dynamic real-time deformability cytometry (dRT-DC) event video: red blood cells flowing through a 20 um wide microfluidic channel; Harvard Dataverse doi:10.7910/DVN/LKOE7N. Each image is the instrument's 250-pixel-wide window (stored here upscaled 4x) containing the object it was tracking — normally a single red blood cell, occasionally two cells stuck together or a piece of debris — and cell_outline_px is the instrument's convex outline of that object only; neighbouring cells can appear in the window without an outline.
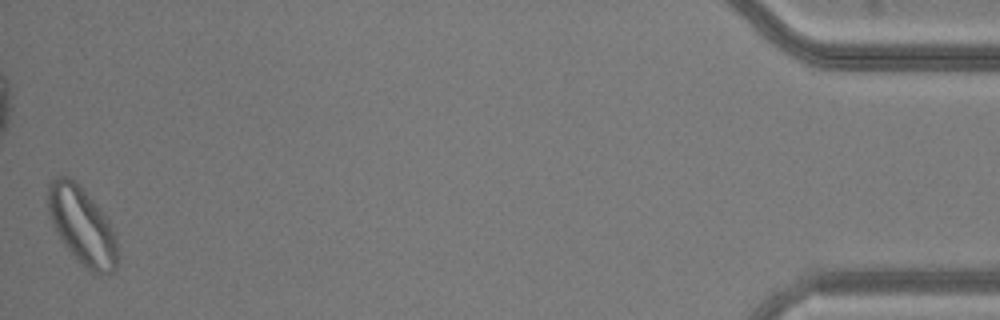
{"species": "common noctule bat (a hibernating species)", "species_latin": "Nyctalus noctula", "temperature_condition": "warm", "stored_images_in_passage": 43, "segment_of_instrument_passage": [2, 2], "camera_frame_rate_fps": 3000, "um_per_image_px": 0.085, "animal": {"sex": "male", "body_mass_g": 20.5, "forearm_length_mm": 52.5}, "frame": {"image": 1, "passage_image": 43, "time_ms": 14.0, "image_size_px": [1000, 320], "cell_outline_px": [[116, 268], [112, 272], [100, 276], [76, 260], [64, 244], [56, 232], [52, 224], [48, 212], [48, 184], [56, 176], [68, 176], [100, 208], [108, 220], [116, 236]], "centroid_in_image_um": [6.96, 19.21], "position_along_channel_um": 428.2, "area_um2": 30.92}}